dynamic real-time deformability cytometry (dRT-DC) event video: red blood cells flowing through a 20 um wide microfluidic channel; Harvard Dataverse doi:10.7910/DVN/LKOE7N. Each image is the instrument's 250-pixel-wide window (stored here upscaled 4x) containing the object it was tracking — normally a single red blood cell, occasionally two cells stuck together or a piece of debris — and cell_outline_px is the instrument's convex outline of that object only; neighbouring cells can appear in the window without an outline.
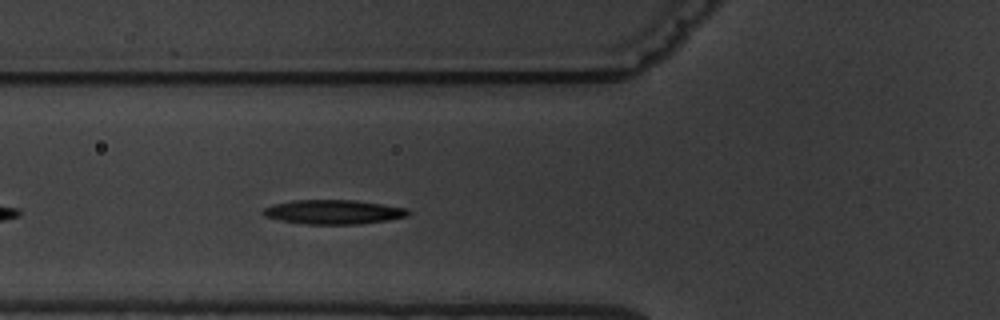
{"species": "common noctule bat (a hibernating species)", "species_latin": "Nyctalus noctula", "temperature_condition": "warm", "stored_images_in_passage": 3, "camera_frame_rate_fps": 3000, "um_per_image_px": 0.085, "animal": {"sex": "male", "body_mass_g": 19.5, "forearm_length_mm": 54.6}, "frame": {"image": 1, "passage_image": 3, "time_ms": 2.333, "image_size_px": [1000, 320], "cell_outline_px": [[412, 212], [408, 216], [388, 220], [360, 224], [304, 224], [280, 220], [264, 216], [260, 212], [264, 208], [272, 204], [292, 200], [356, 200], [384, 204], [408, 208]], "centroid_in_image_um": [28.36, 18.01], "position_along_channel_um": 97.4, "area_um2": 20.81}}